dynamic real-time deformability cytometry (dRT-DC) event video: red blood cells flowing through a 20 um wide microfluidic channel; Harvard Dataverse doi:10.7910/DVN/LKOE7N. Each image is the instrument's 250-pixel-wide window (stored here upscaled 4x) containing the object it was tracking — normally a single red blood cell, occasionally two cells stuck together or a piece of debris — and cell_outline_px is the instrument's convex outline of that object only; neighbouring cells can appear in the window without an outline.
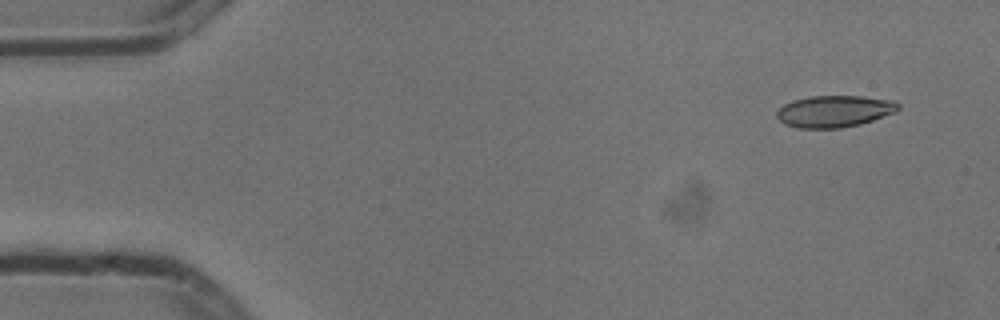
{"species": "common noctule bat (a hibernating species)", "species_latin": "Nyctalus noctula", "temperature_condition": "cold", "stored_images_in_passage": 5, "camera_frame_rate_fps": 3000, "um_per_image_px": 0.085, "animal": {"sex": "male", "body_mass_g": 13.3}, "frame": {"image": 1, "passage_image": 1, "time_ms": 0.0, "image_size_px": [1000, 320], "cell_outline_px": [[900, 108], [896, 112], [860, 124], [840, 128], [800, 128], [784, 124], [776, 116], [776, 112], [784, 104], [792, 100], [808, 96], [860, 96], [892, 100], [900, 104]], "centroid_in_image_um": [70.91, 9.45], "position_along_channel_um": 14.1, "area_um2": 22.48}}
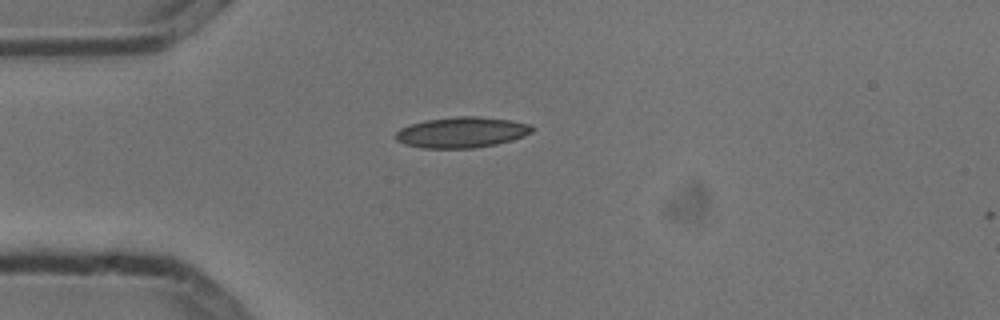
{"frame": {"image": 2, "passage_image": 4, "time_ms": 1.0, "image_size_px": [1000, 320], "cell_outline_px": [[536, 128], [532, 132], [524, 136], [512, 140], [496, 144], [476, 148], [424, 148], [404, 144], [396, 140], [396, 132], [400, 128], [408, 124], [424, 120], [456, 116], [480, 116], [512, 120], [532, 124]], "centroid_in_image_um": [39.27, 11.24], "position_along_channel_um": 45.7, "area_um2": 24.8}}